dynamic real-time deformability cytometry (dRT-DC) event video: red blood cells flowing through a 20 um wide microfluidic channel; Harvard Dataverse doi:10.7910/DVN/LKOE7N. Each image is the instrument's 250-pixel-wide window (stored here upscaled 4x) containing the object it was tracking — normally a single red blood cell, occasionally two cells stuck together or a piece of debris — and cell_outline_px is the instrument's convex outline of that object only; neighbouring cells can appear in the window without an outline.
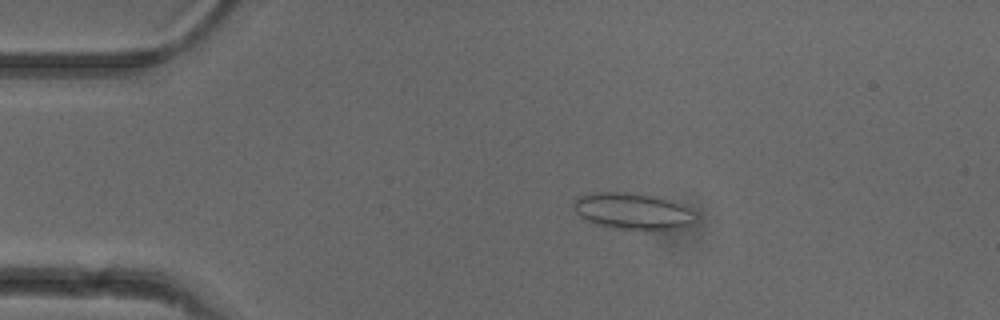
{"species": "common noctule bat (a hibernating species)", "species_latin": "Nyctalus noctula", "temperature_condition": "cold", "stored_images_in_passage": 51, "camera_frame_rate_fps": 3000, "um_per_image_px": 0.085, "animal": {"sex": "female"}, "frame": {"image": 1, "passage_image": 10, "time_ms": 3.0, "image_size_px": [1000, 320], "cell_outline_px": [[696, 220], [692, 224], [684, 228], [652, 232], [644, 232], [616, 228], [596, 224], [584, 220], [576, 212], [572, 204], [576, 196], [592, 192], [624, 192], [652, 196], [668, 200], [688, 208], [696, 212]], "centroid_in_image_um": [53.79, 17.99], "position_along_channel_um": 31.2, "area_um2": 26.65}}
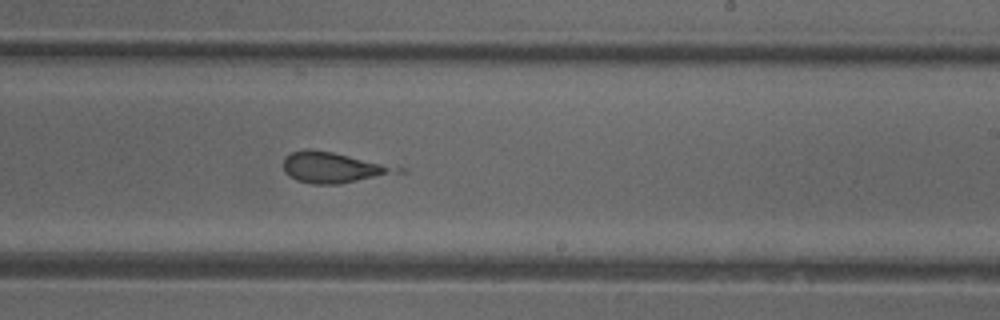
{"frame": {"image": 2, "passage_image": 31, "time_ms": 10.0, "image_size_px": [1000, 320], "cell_outline_px": [[388, 172], [340, 184], [312, 184], [296, 180], [288, 176], [284, 172], [284, 156], [292, 152], [304, 148], [312, 148], [332, 152], [380, 164], [388, 168]], "centroid_in_image_um": [27.9, 14.22], "position_along_channel_um": 261.1, "area_um2": 18.79}}
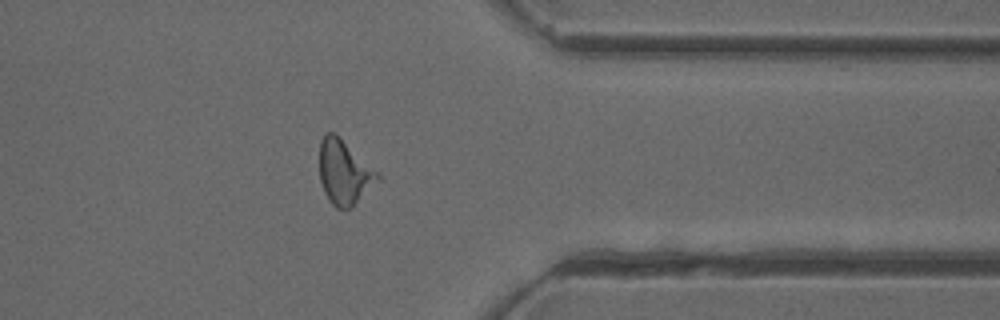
{"frame": {"image": 3, "passage_image": 41, "time_ms": 13.333, "image_size_px": [1000, 320], "cell_outline_px": [[380, 180], [348, 208], [336, 208], [328, 200], [324, 192], [320, 180], [320, 140], [328, 132], [336, 132], [380, 172]], "centroid_in_image_um": [29.27, 14.59], "position_along_channel_um": 382.1, "area_um2": 21.91}, "authors_computed_cell_mechanics": {"area_um2": 20.6924, "velocity_mm_per_s": 4.0041, "shape_relaxation_time_tau1_ms": null, "shape_relaxation_time_tau2_ms": 1.0432, "deformation_change_tau1": null, "deformation_change_tau2": 0.1053}}